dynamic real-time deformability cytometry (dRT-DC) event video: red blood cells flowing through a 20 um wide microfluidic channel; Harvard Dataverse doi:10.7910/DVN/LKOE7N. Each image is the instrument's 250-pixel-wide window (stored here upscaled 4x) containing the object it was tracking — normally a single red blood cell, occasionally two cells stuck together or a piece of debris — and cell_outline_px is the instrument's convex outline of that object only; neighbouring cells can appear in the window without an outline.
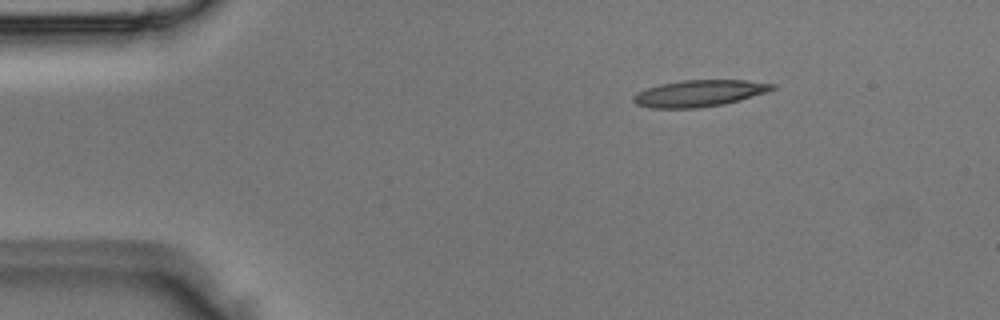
{"species": "Egyptian fruit bat (a non-hibernating species)", "species_latin": "Rousettus aegyptiacus", "temperature_condition": "room temperature", "stored_images_in_passage": 4, "camera_frame_rate_fps": 3000, "um_per_image_px": 0.085, "animal": {"sex": "male"}, "frame": {"image": 1, "passage_image": 1, "time_ms": 0.0, "image_size_px": [1000, 320], "cell_outline_px": [[776, 88], [768, 92], [724, 104], [696, 108], [648, 108], [636, 104], [632, 100], [632, 96], [636, 92], [660, 84], [684, 80], [744, 80], [776, 84]], "centroid_in_image_um": [59.42, 7.93], "position_along_channel_um": 25.6, "area_um2": 21.56}}
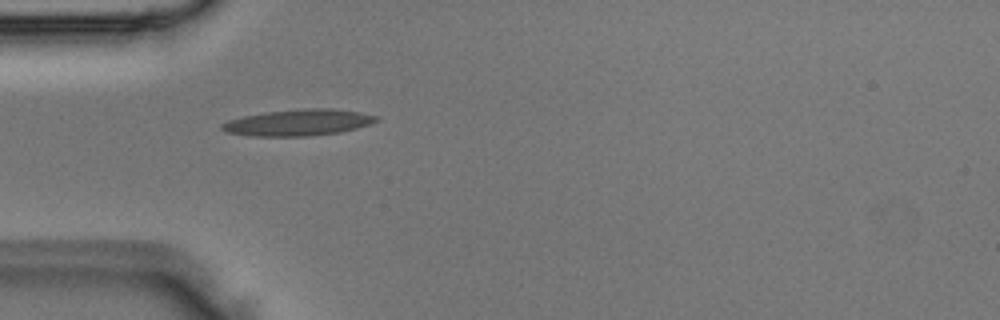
{"frame": {"image": 2, "passage_image": 3, "time_ms": 0.667, "image_size_px": [1000, 320], "cell_outline_px": [[376, 120], [368, 124], [356, 128], [340, 132], [308, 136], [252, 136], [228, 132], [220, 128], [220, 124], [228, 120], [244, 116], [268, 112], [304, 108], [332, 108], [360, 112], [376, 116]], "centroid_in_image_um": [25.32, 10.41], "position_along_channel_um": 59.7, "area_um2": 23.41}}
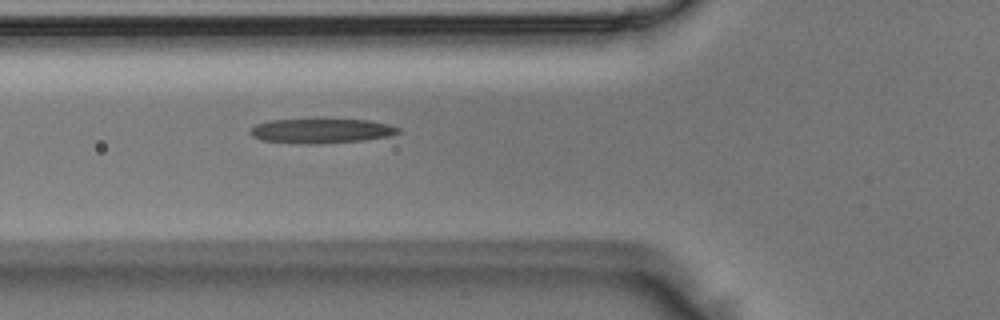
{"frame": {"image": 3, "passage_image": 4, "time_ms": 1.0, "image_size_px": [1000, 320], "cell_outline_px": [[400, 132], [388, 136], [364, 140], [316, 144], [304, 144], [260, 140], [252, 136], [248, 132], [256, 124], [268, 120], [316, 116], [368, 120], [388, 124], [400, 128]], "centroid_in_image_um": [27.26, 11.07], "position_along_channel_um": 98.5, "area_um2": 22.48}}